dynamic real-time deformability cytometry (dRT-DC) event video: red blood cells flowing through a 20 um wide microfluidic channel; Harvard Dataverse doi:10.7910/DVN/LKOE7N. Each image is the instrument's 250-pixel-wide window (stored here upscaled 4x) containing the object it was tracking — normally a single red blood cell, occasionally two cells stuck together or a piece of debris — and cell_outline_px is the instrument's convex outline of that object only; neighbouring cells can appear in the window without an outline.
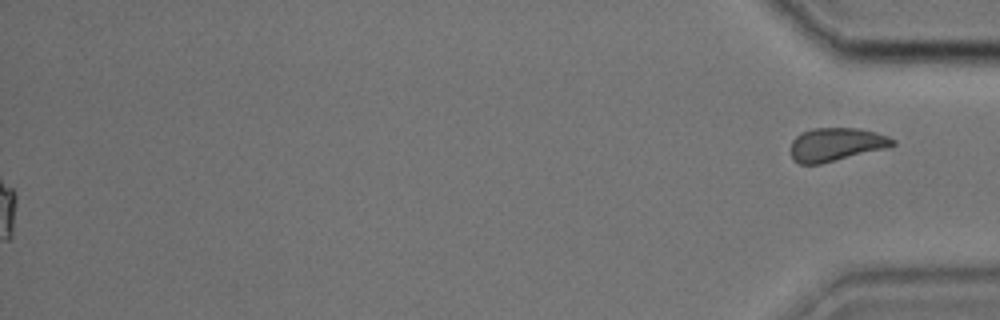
{"species": "common noctule bat (a hibernating species)", "species_latin": "Nyctalus noctula", "temperature_condition": "cold", "stored_images_in_passage": 42, "segment_of_instrument_passage": [2, 2], "camera_frame_rate_fps": 3000, "um_per_image_px": 0.085, "animal": {"sex": "male", "body_mass_g": 17.9, "forearm_length_mm": 54.2}, "frame": {"image": 1, "passage_image": 42, "time_ms": 13.667, "image_size_px": [1000, 320], "cell_outline_px": [[896, 144], [888, 148], [820, 164], [800, 164], [792, 156], [792, 140], [800, 132], [812, 128], [860, 128], [876, 132], [888, 136], [896, 140]], "centroid_in_image_um": [71.11, 12.26], "position_along_channel_um": 364.1, "area_um2": 19.88}}